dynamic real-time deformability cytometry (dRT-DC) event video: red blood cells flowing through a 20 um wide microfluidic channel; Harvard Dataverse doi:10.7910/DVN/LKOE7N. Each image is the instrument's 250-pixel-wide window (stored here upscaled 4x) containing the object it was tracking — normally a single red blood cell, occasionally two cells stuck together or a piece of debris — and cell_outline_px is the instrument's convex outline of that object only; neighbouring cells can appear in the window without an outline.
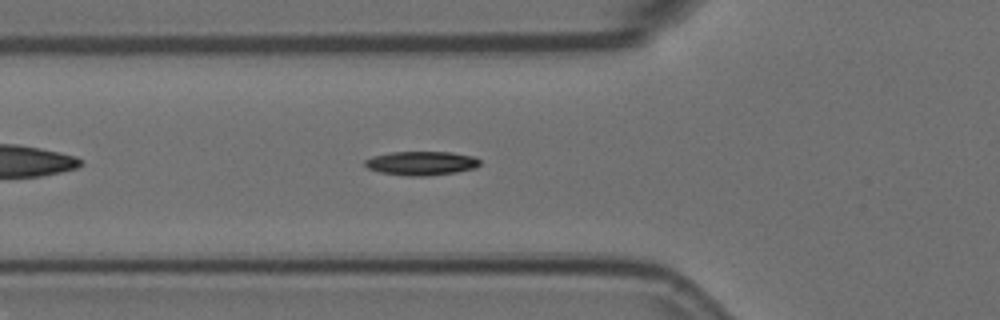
{"species": "Egyptian fruit bat (a non-hibernating species)", "species_latin": "Rousettus aegyptiacus", "temperature_condition": "room temperature", "stored_images_in_passage": 45, "camera_frame_rate_fps": 3000, "um_per_image_px": 0.085, "animal": {"sex": "female"}, "frame": {"image": 1, "passage_image": 7, "time_ms": 2.0, "image_size_px": [1000, 320], "cell_outline_px": [[480, 164], [476, 168], [456, 172], [428, 176], [408, 176], [380, 172], [368, 168], [364, 164], [364, 160], [372, 156], [392, 152], [452, 152], [472, 156], [480, 160]], "centroid_in_image_um": [35.81, 13.87], "position_along_channel_um": 90.0, "area_um2": 16.07}}
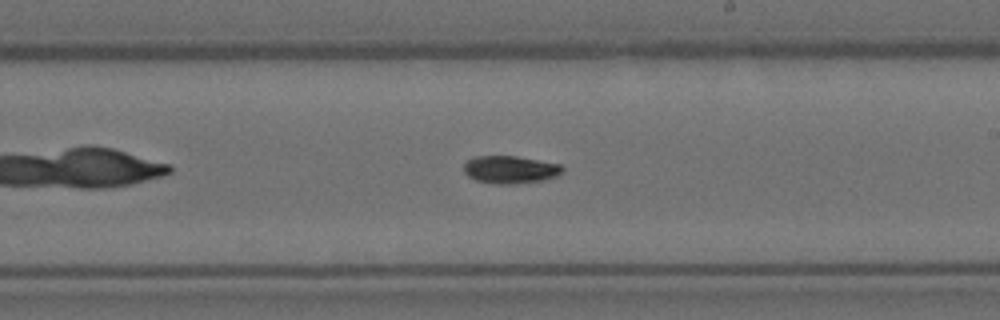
{"frame": {"image": 2, "passage_image": 20, "time_ms": 6.333, "image_size_px": [1000, 320], "cell_outline_px": [[564, 172], [556, 176], [544, 180], [516, 184], [492, 184], [476, 180], [468, 176], [464, 172], [464, 164], [468, 160], [476, 156], [516, 156], [560, 164], [564, 168]], "centroid_in_image_um": [43.38, 14.42], "position_along_channel_um": 245.6, "area_um2": 16.01}}
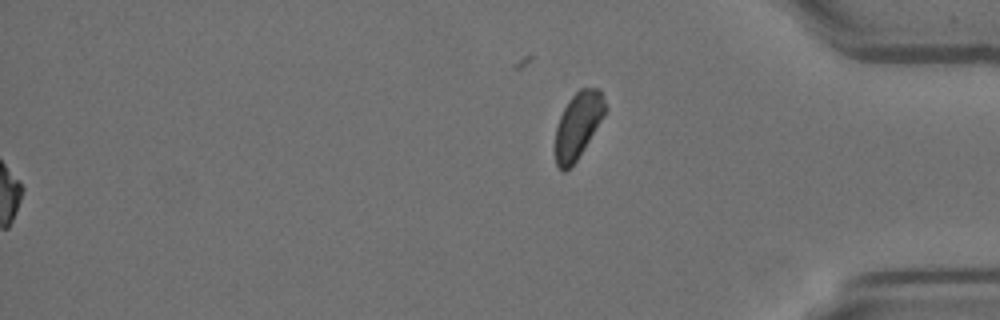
{"frame": {"image": 3, "passage_image": 45, "time_ms": 14.667, "image_size_px": [1000, 320], "cell_outline_px": [[604, 116], [576, 160], [564, 172], [556, 164], [556, 128], [560, 116], [568, 100], [580, 88], [600, 88], [604, 100]], "centroid_in_image_um": [49.12, 10.61], "position_along_channel_um": 386.1, "area_um2": 18.67}, "authors_computed_cell_mechanics": {"area_um2": 15.6638, "velocity_mm_per_s": 3.5787, "shape_relaxation_time_tau1_ms": 4.2474, "shape_relaxation_time_tau2_ms": null, "deformation_change_tau1": 0.1565, "deformation_change_tau2": null}}